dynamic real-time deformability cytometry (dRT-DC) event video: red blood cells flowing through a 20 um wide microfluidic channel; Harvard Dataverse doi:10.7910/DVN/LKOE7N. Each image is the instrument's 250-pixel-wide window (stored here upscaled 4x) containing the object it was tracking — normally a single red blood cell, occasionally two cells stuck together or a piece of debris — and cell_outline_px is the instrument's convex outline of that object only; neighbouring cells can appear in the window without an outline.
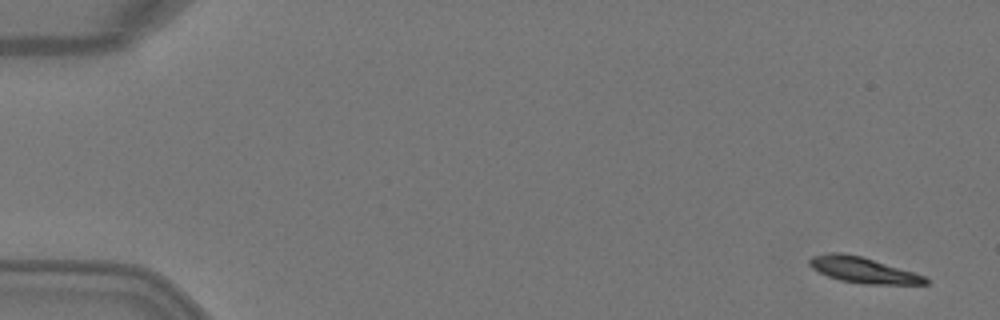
{"species": "Egyptian fruit bat (a non-hibernating species)", "species_latin": "Rousettus aegyptiacus", "temperature_condition": "warm", "stored_images_in_passage": 6, "camera_frame_rate_fps": 3000, "um_per_image_px": 0.085, "animal": {"sex": "female"}, "frame": {"image": 1, "passage_image": 1, "time_ms": 0.0, "image_size_px": [1000, 320], "cell_outline_px": [[928, 284], [860, 284], [840, 280], [828, 276], [812, 268], [808, 264], [808, 260], [812, 256], [828, 252], [840, 252], [860, 256], [912, 272], [924, 276], [928, 280]], "centroid_in_image_um": [73.29, 22.95], "position_along_channel_um": 11.7, "area_um2": 17.17}}
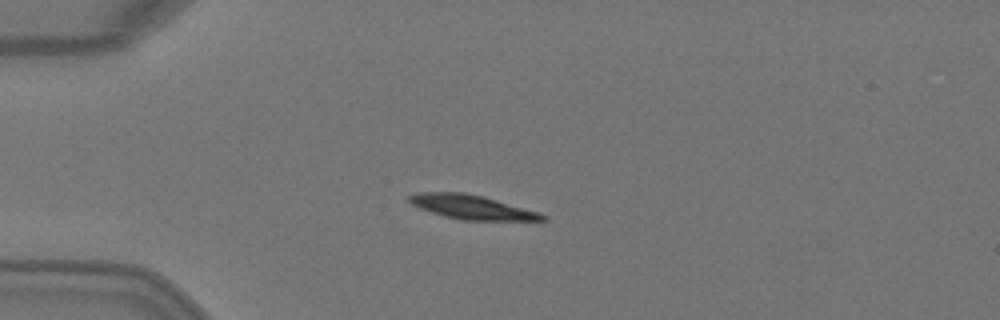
{"frame": {"image": 2, "passage_image": 4, "time_ms": 1.0, "image_size_px": [1000, 320], "cell_outline_px": [[548, 220], [460, 220], [444, 216], [420, 208], [412, 204], [408, 200], [408, 196], [416, 192], [464, 192], [484, 196], [540, 212], [548, 216]], "centroid_in_image_um": [40.12, 17.6], "position_along_channel_um": 44.9, "area_um2": 18.84}}
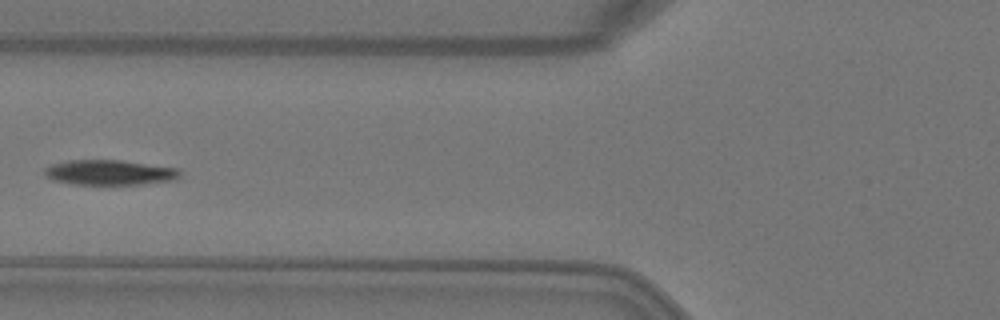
{"frame": {"image": 3, "passage_image": 6, "time_ms": 1.667, "image_size_px": [1000, 320], "cell_outline_px": [[180, 176], [172, 180], [144, 184], [72, 184], [52, 180], [44, 176], [44, 168], [52, 164], [68, 160], [120, 160], [180, 168]], "centroid_in_image_um": [9.29, 14.65], "position_along_channel_um": 116.5, "area_um2": 19.88}}